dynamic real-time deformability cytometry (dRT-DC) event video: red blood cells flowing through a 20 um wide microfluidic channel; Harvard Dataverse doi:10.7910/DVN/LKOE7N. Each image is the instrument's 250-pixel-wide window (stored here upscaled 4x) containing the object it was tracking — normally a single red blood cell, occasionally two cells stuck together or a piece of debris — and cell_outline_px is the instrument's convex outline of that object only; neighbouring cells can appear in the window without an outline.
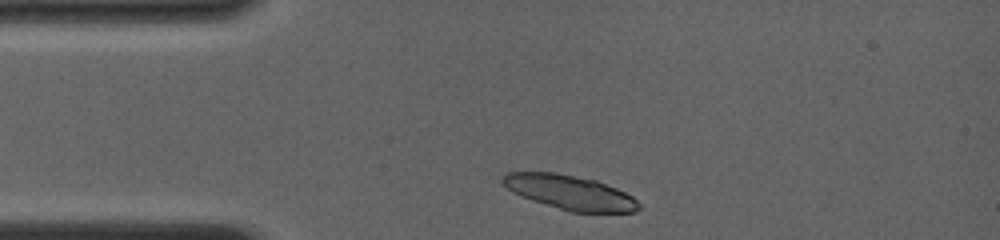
{"species": "common noctule bat (a hibernating species)", "species_latin": "Nyctalus noctula", "temperature_condition": "room temperature", "stored_images_in_passage": 2, "camera_frame_rate_fps": 4000, "um_per_image_px": 0.085, "animal": {"sex": "female", "body_mass_g": 19.0, "forearm_length_mm": 56.7}, "frame": {"image": 1, "passage_image": 1, "time_ms": 0.0, "image_size_px": [1000, 240], "cell_outline_px": [[640, 208], [636, 212], [568, 212], [532, 200], [512, 192], [500, 180], [500, 176], [504, 172], [556, 172], [596, 180], [616, 188], [632, 196], [640, 204]], "centroid_in_image_um": [48.41, 16.35], "position_along_channel_um": 36.6, "area_um2": 27.4}}